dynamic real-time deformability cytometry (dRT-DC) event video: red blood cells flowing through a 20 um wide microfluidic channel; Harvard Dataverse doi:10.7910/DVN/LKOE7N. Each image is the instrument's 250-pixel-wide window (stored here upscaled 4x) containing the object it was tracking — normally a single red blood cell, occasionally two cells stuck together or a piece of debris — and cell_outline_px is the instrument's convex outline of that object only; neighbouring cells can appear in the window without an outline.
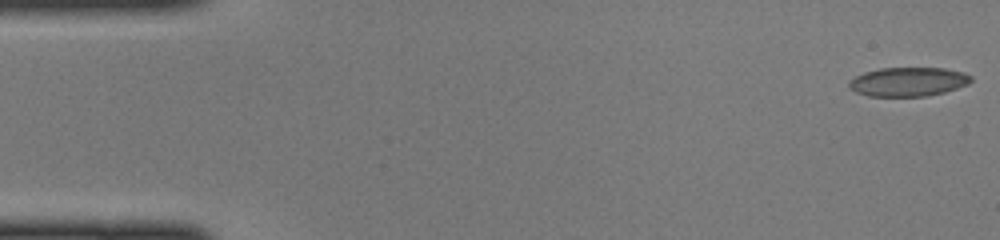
{"species": "common noctule bat (a hibernating species)", "species_latin": "Nyctalus noctula", "temperature_condition": "cold", "stored_images_in_passage": 12, "camera_frame_rate_fps": 3000, "um_per_image_px": 0.085, "animal": {"sex": "female", "body_mass_g": 22.0, "forearm_length_mm": 56.7}, "frame": {"image": 1, "passage_image": 1, "time_ms": 0.0, "image_size_px": [1000, 240], "cell_outline_px": [[972, 80], [968, 84], [944, 92], [924, 96], [868, 96], [856, 92], [848, 88], [848, 84], [856, 76], [864, 72], [880, 68], [944, 68], [964, 72], [972, 76]], "centroid_in_image_um": [77.2, 6.94], "position_along_channel_um": 7.8, "area_um2": 20.58}}